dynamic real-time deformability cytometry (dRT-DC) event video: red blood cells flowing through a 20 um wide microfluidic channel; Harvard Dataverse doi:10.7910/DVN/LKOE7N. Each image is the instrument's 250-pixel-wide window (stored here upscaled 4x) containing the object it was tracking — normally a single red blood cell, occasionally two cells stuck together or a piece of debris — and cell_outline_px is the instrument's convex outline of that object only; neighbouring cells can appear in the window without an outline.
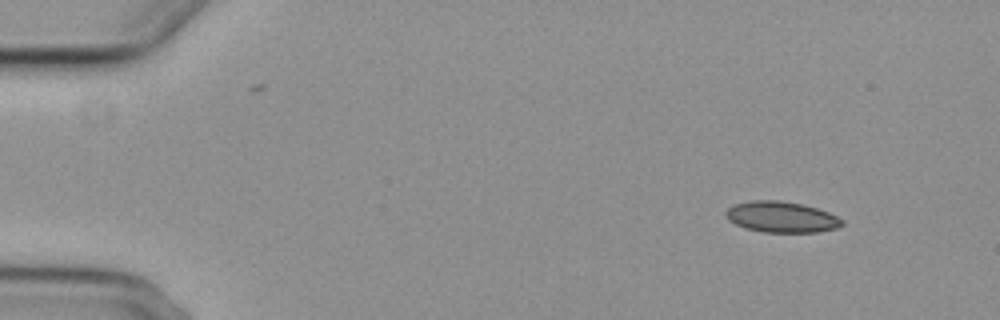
{"species": "common noctule bat (a hibernating species)", "species_latin": "Nyctalus noctula", "temperature_condition": "cold", "stored_images_in_passage": 4, "camera_frame_rate_fps": 3000, "um_per_image_px": 0.085, "animal": {"sex": "female", "body_mass_g": 29.2, "forearm_length_mm": 56.3}, "frame": {"image": 1, "passage_image": 1, "time_ms": 0.0, "image_size_px": [1000, 320], "cell_outline_px": [[844, 224], [836, 228], [820, 232], [764, 232], [744, 228], [728, 220], [724, 216], [724, 212], [728, 208], [736, 204], [752, 200], [780, 200], [804, 204], [828, 212], [844, 220]], "centroid_in_image_um": [66.42, 18.44], "position_along_channel_um": 18.6, "area_um2": 21.1}}